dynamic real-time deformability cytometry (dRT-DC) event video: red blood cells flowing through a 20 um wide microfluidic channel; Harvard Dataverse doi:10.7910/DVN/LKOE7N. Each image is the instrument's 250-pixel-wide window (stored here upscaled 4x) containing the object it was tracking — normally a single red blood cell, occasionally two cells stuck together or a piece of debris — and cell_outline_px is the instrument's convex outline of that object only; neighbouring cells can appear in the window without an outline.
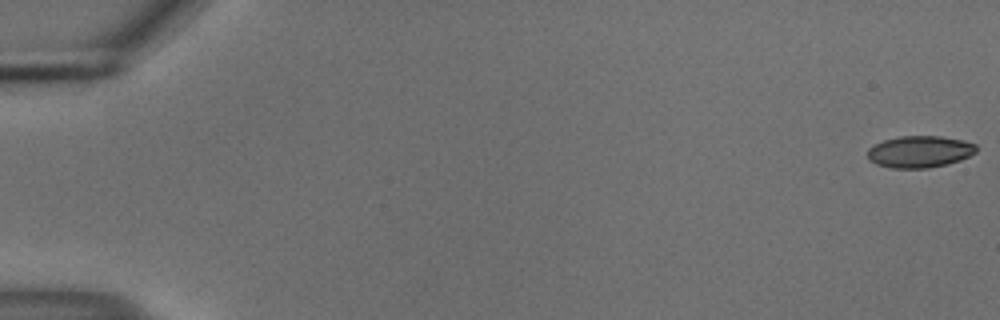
{"species": "common noctule bat (a hibernating species)", "species_latin": "Nyctalus noctula", "temperature_condition": "cold", "stored_images_in_passage": 55, "camera_frame_rate_fps": 3000, "um_per_image_px": 0.085, "animal": {"sex": "male", "body_mass_g": 18.8}, "frame": {"image": 1, "passage_image": 1, "time_ms": 0.0, "image_size_px": [1000, 320], "cell_outline_px": [[976, 152], [960, 160], [948, 164], [928, 168], [892, 168], [876, 164], [868, 160], [868, 148], [884, 140], [900, 136], [940, 136], [964, 140], [976, 144]], "centroid_in_image_um": [78.17, 12.89], "position_along_channel_um": 6.8, "area_um2": 20.17}}
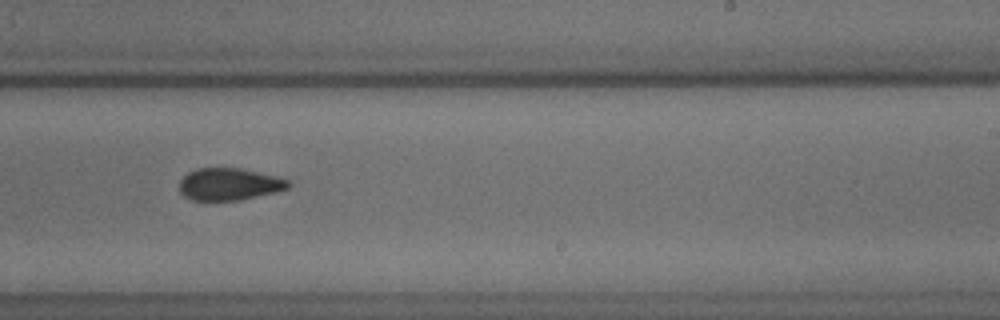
{"frame": {"image": 2, "passage_image": 35, "time_ms": 11.333, "image_size_px": [1000, 320], "cell_outline_px": [[292, 184], [288, 188], [276, 192], [240, 200], [192, 200], [184, 196], [180, 192], [180, 180], [188, 172], [196, 168], [240, 168], [276, 176], [292, 180]], "centroid_in_image_um": [19.51, 15.65], "position_along_channel_um": 269.5, "area_um2": 20.52}}
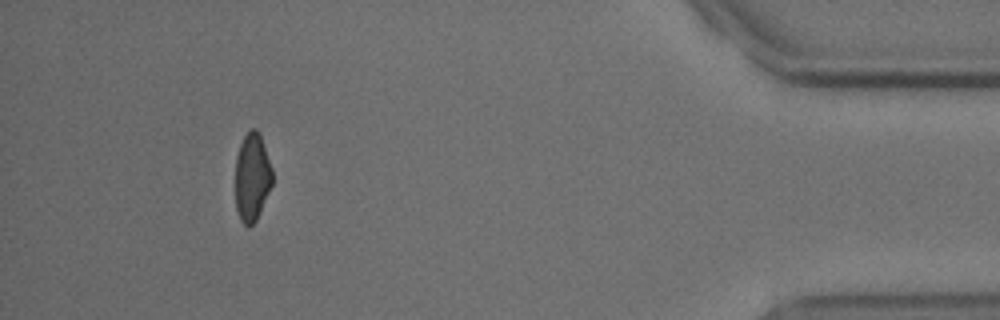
{"frame": {"image": 3, "passage_image": 51, "time_ms": 16.667, "image_size_px": [1000, 320], "cell_outline_px": [[272, 184], [260, 212], [256, 220], [252, 224], [244, 224], [240, 220], [236, 208], [236, 156], [240, 144], [244, 136], [252, 128], [256, 128], [260, 132], [272, 168]], "centroid_in_image_um": [21.43, 15.02], "position_along_channel_um": 413.8, "area_um2": 18.9}, "authors_computed_cell_mechanics": {"area_um2": 20.8658, "velocity_mm_per_s": 3.7396, "shape_relaxation_time_tau1_ms": 6.9458, "shape_relaxation_time_tau2_ms": 4.0011, "deformation_change_tau1": 0.1485, "deformation_change_tau2": 0.0856}}